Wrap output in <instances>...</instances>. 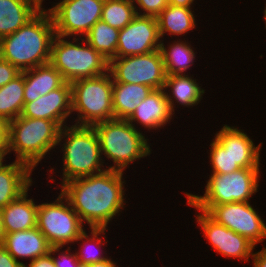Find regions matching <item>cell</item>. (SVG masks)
Wrapping results in <instances>:
<instances>
[{"mask_svg": "<svg viewBox=\"0 0 266 267\" xmlns=\"http://www.w3.org/2000/svg\"><path fill=\"white\" fill-rule=\"evenodd\" d=\"M123 172L105 169L97 174L70 180L61 185V193L90 228H106L124 208Z\"/></svg>", "mask_w": 266, "mask_h": 267, "instance_id": "obj_1", "label": "cell"}, {"mask_svg": "<svg viewBox=\"0 0 266 267\" xmlns=\"http://www.w3.org/2000/svg\"><path fill=\"white\" fill-rule=\"evenodd\" d=\"M55 27L49 10L41 8L18 31L0 39V57L20 71L50 62Z\"/></svg>", "mask_w": 266, "mask_h": 267, "instance_id": "obj_2", "label": "cell"}, {"mask_svg": "<svg viewBox=\"0 0 266 267\" xmlns=\"http://www.w3.org/2000/svg\"><path fill=\"white\" fill-rule=\"evenodd\" d=\"M60 130L55 121L20 115L9 122L8 153L14 151L16 161L33 170L59 144Z\"/></svg>", "mask_w": 266, "mask_h": 267, "instance_id": "obj_3", "label": "cell"}, {"mask_svg": "<svg viewBox=\"0 0 266 267\" xmlns=\"http://www.w3.org/2000/svg\"><path fill=\"white\" fill-rule=\"evenodd\" d=\"M63 144V179L62 185L70 180L91 176L101 170V149L98 134L93 126L66 125L61 128L58 143Z\"/></svg>", "mask_w": 266, "mask_h": 267, "instance_id": "obj_4", "label": "cell"}, {"mask_svg": "<svg viewBox=\"0 0 266 267\" xmlns=\"http://www.w3.org/2000/svg\"><path fill=\"white\" fill-rule=\"evenodd\" d=\"M93 127L99 137L101 155L104 153L115 164L109 169L123 172L129 163L151 153L147 139L128 120L111 119Z\"/></svg>", "mask_w": 266, "mask_h": 267, "instance_id": "obj_5", "label": "cell"}, {"mask_svg": "<svg viewBox=\"0 0 266 267\" xmlns=\"http://www.w3.org/2000/svg\"><path fill=\"white\" fill-rule=\"evenodd\" d=\"M259 168H241L231 173H212L203 196L186 193L188 205L208 212L214 205L249 202L257 192Z\"/></svg>", "mask_w": 266, "mask_h": 267, "instance_id": "obj_6", "label": "cell"}, {"mask_svg": "<svg viewBox=\"0 0 266 267\" xmlns=\"http://www.w3.org/2000/svg\"><path fill=\"white\" fill-rule=\"evenodd\" d=\"M113 79L108 72L71 83L72 112L77 111L76 124L94 126L114 119Z\"/></svg>", "mask_w": 266, "mask_h": 267, "instance_id": "obj_7", "label": "cell"}, {"mask_svg": "<svg viewBox=\"0 0 266 267\" xmlns=\"http://www.w3.org/2000/svg\"><path fill=\"white\" fill-rule=\"evenodd\" d=\"M55 35L50 55V64L56 68L63 79L72 83L76 80L100 76L108 72L109 61L85 42L76 44Z\"/></svg>", "mask_w": 266, "mask_h": 267, "instance_id": "obj_8", "label": "cell"}, {"mask_svg": "<svg viewBox=\"0 0 266 267\" xmlns=\"http://www.w3.org/2000/svg\"><path fill=\"white\" fill-rule=\"evenodd\" d=\"M63 199L67 205H64ZM37 228L46 237L48 243L55 247L76 242L84 232L81 218L62 193L55 202L38 205Z\"/></svg>", "mask_w": 266, "mask_h": 267, "instance_id": "obj_9", "label": "cell"}, {"mask_svg": "<svg viewBox=\"0 0 266 267\" xmlns=\"http://www.w3.org/2000/svg\"><path fill=\"white\" fill-rule=\"evenodd\" d=\"M108 71L113 82L147 85L154 90L163 89L166 79L160 50L141 55L113 58Z\"/></svg>", "mask_w": 266, "mask_h": 267, "instance_id": "obj_10", "label": "cell"}, {"mask_svg": "<svg viewBox=\"0 0 266 267\" xmlns=\"http://www.w3.org/2000/svg\"><path fill=\"white\" fill-rule=\"evenodd\" d=\"M104 0H62L48 9L58 36L86 35L102 16Z\"/></svg>", "mask_w": 266, "mask_h": 267, "instance_id": "obj_11", "label": "cell"}, {"mask_svg": "<svg viewBox=\"0 0 266 267\" xmlns=\"http://www.w3.org/2000/svg\"><path fill=\"white\" fill-rule=\"evenodd\" d=\"M207 214L255 246L266 238V225L249 202L214 205Z\"/></svg>", "mask_w": 266, "mask_h": 267, "instance_id": "obj_12", "label": "cell"}, {"mask_svg": "<svg viewBox=\"0 0 266 267\" xmlns=\"http://www.w3.org/2000/svg\"><path fill=\"white\" fill-rule=\"evenodd\" d=\"M159 40L156 17L137 15L126 27L119 30L116 58L156 51L160 47Z\"/></svg>", "mask_w": 266, "mask_h": 267, "instance_id": "obj_13", "label": "cell"}, {"mask_svg": "<svg viewBox=\"0 0 266 267\" xmlns=\"http://www.w3.org/2000/svg\"><path fill=\"white\" fill-rule=\"evenodd\" d=\"M196 217L203 236L208 239L217 253L219 252L225 257L243 259L242 262L244 259L245 262L249 261L255 245L247 238L217 223L206 212L201 211Z\"/></svg>", "mask_w": 266, "mask_h": 267, "instance_id": "obj_14", "label": "cell"}, {"mask_svg": "<svg viewBox=\"0 0 266 267\" xmlns=\"http://www.w3.org/2000/svg\"><path fill=\"white\" fill-rule=\"evenodd\" d=\"M72 113L71 83L65 82L61 87L24 104L21 116L55 121L61 128L65 119Z\"/></svg>", "mask_w": 266, "mask_h": 267, "instance_id": "obj_15", "label": "cell"}, {"mask_svg": "<svg viewBox=\"0 0 266 267\" xmlns=\"http://www.w3.org/2000/svg\"><path fill=\"white\" fill-rule=\"evenodd\" d=\"M215 139L230 152L241 168H259L261 143L257 146L247 134L237 128L224 125Z\"/></svg>", "mask_w": 266, "mask_h": 267, "instance_id": "obj_16", "label": "cell"}, {"mask_svg": "<svg viewBox=\"0 0 266 267\" xmlns=\"http://www.w3.org/2000/svg\"><path fill=\"white\" fill-rule=\"evenodd\" d=\"M165 91L164 89L153 90L127 119L129 123L135 125L133 123L137 121L149 130L158 129L170 122L169 119L175 113L170 110Z\"/></svg>", "mask_w": 266, "mask_h": 267, "instance_id": "obj_17", "label": "cell"}, {"mask_svg": "<svg viewBox=\"0 0 266 267\" xmlns=\"http://www.w3.org/2000/svg\"><path fill=\"white\" fill-rule=\"evenodd\" d=\"M2 245L17 261L19 258H30L32 261L51 249L46 237L37 227L5 234Z\"/></svg>", "mask_w": 266, "mask_h": 267, "instance_id": "obj_18", "label": "cell"}, {"mask_svg": "<svg viewBox=\"0 0 266 267\" xmlns=\"http://www.w3.org/2000/svg\"><path fill=\"white\" fill-rule=\"evenodd\" d=\"M32 169L26 164L14 161L3 165L0 159V209L18 199L32 185Z\"/></svg>", "mask_w": 266, "mask_h": 267, "instance_id": "obj_19", "label": "cell"}, {"mask_svg": "<svg viewBox=\"0 0 266 267\" xmlns=\"http://www.w3.org/2000/svg\"><path fill=\"white\" fill-rule=\"evenodd\" d=\"M41 7V0H0V39L18 31Z\"/></svg>", "mask_w": 266, "mask_h": 267, "instance_id": "obj_20", "label": "cell"}, {"mask_svg": "<svg viewBox=\"0 0 266 267\" xmlns=\"http://www.w3.org/2000/svg\"><path fill=\"white\" fill-rule=\"evenodd\" d=\"M24 102H32L40 96L61 87L66 81L50 63L23 71Z\"/></svg>", "mask_w": 266, "mask_h": 267, "instance_id": "obj_21", "label": "cell"}, {"mask_svg": "<svg viewBox=\"0 0 266 267\" xmlns=\"http://www.w3.org/2000/svg\"><path fill=\"white\" fill-rule=\"evenodd\" d=\"M27 192L28 190L2 209L5 234L37 227L38 205L33 199H27Z\"/></svg>", "mask_w": 266, "mask_h": 267, "instance_id": "obj_22", "label": "cell"}, {"mask_svg": "<svg viewBox=\"0 0 266 267\" xmlns=\"http://www.w3.org/2000/svg\"><path fill=\"white\" fill-rule=\"evenodd\" d=\"M153 90L147 85L113 82L114 119L127 120Z\"/></svg>", "mask_w": 266, "mask_h": 267, "instance_id": "obj_23", "label": "cell"}, {"mask_svg": "<svg viewBox=\"0 0 266 267\" xmlns=\"http://www.w3.org/2000/svg\"><path fill=\"white\" fill-rule=\"evenodd\" d=\"M170 88L171 94H166V98L169 102L170 110L174 112V100L180 103L181 106H194L197 105L202 98L205 90L200 88L199 84L195 79L189 77L188 75H166L164 90Z\"/></svg>", "mask_w": 266, "mask_h": 267, "instance_id": "obj_24", "label": "cell"}, {"mask_svg": "<svg viewBox=\"0 0 266 267\" xmlns=\"http://www.w3.org/2000/svg\"><path fill=\"white\" fill-rule=\"evenodd\" d=\"M191 8L169 4L157 17L160 39L164 33L182 35L195 28L196 23Z\"/></svg>", "mask_w": 266, "mask_h": 267, "instance_id": "obj_25", "label": "cell"}, {"mask_svg": "<svg viewBox=\"0 0 266 267\" xmlns=\"http://www.w3.org/2000/svg\"><path fill=\"white\" fill-rule=\"evenodd\" d=\"M23 71L0 87V118L10 122L21 115L24 107Z\"/></svg>", "mask_w": 266, "mask_h": 267, "instance_id": "obj_26", "label": "cell"}, {"mask_svg": "<svg viewBox=\"0 0 266 267\" xmlns=\"http://www.w3.org/2000/svg\"><path fill=\"white\" fill-rule=\"evenodd\" d=\"M160 53L164 63L166 75H185L184 71L193 64L195 60L194 50L186 44V41H177L171 44L167 50L163 40H160Z\"/></svg>", "mask_w": 266, "mask_h": 267, "instance_id": "obj_27", "label": "cell"}, {"mask_svg": "<svg viewBox=\"0 0 266 267\" xmlns=\"http://www.w3.org/2000/svg\"><path fill=\"white\" fill-rule=\"evenodd\" d=\"M119 29L99 20L85 35V41L106 60L116 58Z\"/></svg>", "mask_w": 266, "mask_h": 267, "instance_id": "obj_28", "label": "cell"}, {"mask_svg": "<svg viewBox=\"0 0 266 267\" xmlns=\"http://www.w3.org/2000/svg\"><path fill=\"white\" fill-rule=\"evenodd\" d=\"M133 0H104L101 20L109 26L123 29L136 16V5Z\"/></svg>", "mask_w": 266, "mask_h": 267, "instance_id": "obj_29", "label": "cell"}, {"mask_svg": "<svg viewBox=\"0 0 266 267\" xmlns=\"http://www.w3.org/2000/svg\"><path fill=\"white\" fill-rule=\"evenodd\" d=\"M210 161L213 168L212 173H231L241 169L233 156L215 138L211 143Z\"/></svg>", "mask_w": 266, "mask_h": 267, "instance_id": "obj_30", "label": "cell"}, {"mask_svg": "<svg viewBox=\"0 0 266 267\" xmlns=\"http://www.w3.org/2000/svg\"><path fill=\"white\" fill-rule=\"evenodd\" d=\"M106 229L107 228H91V238L90 237H88V235H87V233H86V231H84V232H82L81 234H80V236L76 239V242H78L79 240H85L84 242V244L85 245H83V246H81V250H80V252H76V256H77V258H78V261L80 262V263H85V264H95V263H97V262H102V261H105L106 259H108V258H106V257H103V255L101 254L100 255V253L99 254H97V253H93L92 251H90V252H88L90 249H88V248H91L92 249V247H89L88 245H90V244H87V243H91L92 244V242L96 245V242H97V245L98 244H101L102 243V239L100 238V237H98V235L99 234H106L105 233V231H106ZM97 238V239H96ZM87 244V245H86ZM88 246V247H87ZM91 246V245H90ZM92 252V253H91ZM80 254V255H79Z\"/></svg>", "mask_w": 266, "mask_h": 267, "instance_id": "obj_31", "label": "cell"}, {"mask_svg": "<svg viewBox=\"0 0 266 267\" xmlns=\"http://www.w3.org/2000/svg\"><path fill=\"white\" fill-rule=\"evenodd\" d=\"M144 13L137 12L139 16L157 17L169 4L168 0H133Z\"/></svg>", "mask_w": 266, "mask_h": 267, "instance_id": "obj_32", "label": "cell"}, {"mask_svg": "<svg viewBox=\"0 0 266 267\" xmlns=\"http://www.w3.org/2000/svg\"><path fill=\"white\" fill-rule=\"evenodd\" d=\"M21 71L10 62L0 57V87L17 77Z\"/></svg>", "mask_w": 266, "mask_h": 267, "instance_id": "obj_33", "label": "cell"}, {"mask_svg": "<svg viewBox=\"0 0 266 267\" xmlns=\"http://www.w3.org/2000/svg\"><path fill=\"white\" fill-rule=\"evenodd\" d=\"M70 247L67 248V250L62 251L60 254V257H52L53 262L56 267H78L80 262L78 261V258L76 256V253L71 254Z\"/></svg>", "mask_w": 266, "mask_h": 267, "instance_id": "obj_34", "label": "cell"}, {"mask_svg": "<svg viewBox=\"0 0 266 267\" xmlns=\"http://www.w3.org/2000/svg\"><path fill=\"white\" fill-rule=\"evenodd\" d=\"M62 248L63 247L51 246L47 254L30 261L29 267H56L52 259V254L59 252Z\"/></svg>", "mask_w": 266, "mask_h": 267, "instance_id": "obj_35", "label": "cell"}, {"mask_svg": "<svg viewBox=\"0 0 266 267\" xmlns=\"http://www.w3.org/2000/svg\"><path fill=\"white\" fill-rule=\"evenodd\" d=\"M9 122L0 118V159L8 154Z\"/></svg>", "mask_w": 266, "mask_h": 267, "instance_id": "obj_36", "label": "cell"}, {"mask_svg": "<svg viewBox=\"0 0 266 267\" xmlns=\"http://www.w3.org/2000/svg\"><path fill=\"white\" fill-rule=\"evenodd\" d=\"M23 262L15 260L6 248L0 244V267H19Z\"/></svg>", "mask_w": 266, "mask_h": 267, "instance_id": "obj_37", "label": "cell"}, {"mask_svg": "<svg viewBox=\"0 0 266 267\" xmlns=\"http://www.w3.org/2000/svg\"><path fill=\"white\" fill-rule=\"evenodd\" d=\"M253 266L254 267H266V247L261 251L253 253Z\"/></svg>", "mask_w": 266, "mask_h": 267, "instance_id": "obj_38", "label": "cell"}, {"mask_svg": "<svg viewBox=\"0 0 266 267\" xmlns=\"http://www.w3.org/2000/svg\"><path fill=\"white\" fill-rule=\"evenodd\" d=\"M193 2L194 0H168V4L185 8H191Z\"/></svg>", "mask_w": 266, "mask_h": 267, "instance_id": "obj_39", "label": "cell"}, {"mask_svg": "<svg viewBox=\"0 0 266 267\" xmlns=\"http://www.w3.org/2000/svg\"><path fill=\"white\" fill-rule=\"evenodd\" d=\"M115 264L116 263L111 261V259L109 258V259H106L105 261L97 262L95 264H92V267H116Z\"/></svg>", "mask_w": 266, "mask_h": 267, "instance_id": "obj_40", "label": "cell"}, {"mask_svg": "<svg viewBox=\"0 0 266 267\" xmlns=\"http://www.w3.org/2000/svg\"><path fill=\"white\" fill-rule=\"evenodd\" d=\"M4 228H3V222H2V210L0 209V244L3 243L4 240Z\"/></svg>", "mask_w": 266, "mask_h": 267, "instance_id": "obj_41", "label": "cell"}, {"mask_svg": "<svg viewBox=\"0 0 266 267\" xmlns=\"http://www.w3.org/2000/svg\"><path fill=\"white\" fill-rule=\"evenodd\" d=\"M78 267H92V264L80 263Z\"/></svg>", "mask_w": 266, "mask_h": 267, "instance_id": "obj_42", "label": "cell"}, {"mask_svg": "<svg viewBox=\"0 0 266 267\" xmlns=\"http://www.w3.org/2000/svg\"><path fill=\"white\" fill-rule=\"evenodd\" d=\"M19 267H29V266H26V265L23 263V264H20Z\"/></svg>", "mask_w": 266, "mask_h": 267, "instance_id": "obj_43", "label": "cell"}, {"mask_svg": "<svg viewBox=\"0 0 266 267\" xmlns=\"http://www.w3.org/2000/svg\"><path fill=\"white\" fill-rule=\"evenodd\" d=\"M264 18H265V21H266V8H265V10H264ZM266 23V22H265ZM266 27V26H265Z\"/></svg>", "mask_w": 266, "mask_h": 267, "instance_id": "obj_44", "label": "cell"}]
</instances>
